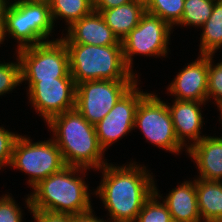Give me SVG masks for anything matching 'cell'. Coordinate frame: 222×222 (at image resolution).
Masks as SVG:
<instances>
[{
  "instance_id": "7a4b0ae2",
  "label": "cell",
  "mask_w": 222,
  "mask_h": 222,
  "mask_svg": "<svg viewBox=\"0 0 222 222\" xmlns=\"http://www.w3.org/2000/svg\"><path fill=\"white\" fill-rule=\"evenodd\" d=\"M47 125L60 149L66 166L101 169L108 162L98 142L95 125L76 109L53 116Z\"/></svg>"
},
{
  "instance_id": "7c38bea8",
  "label": "cell",
  "mask_w": 222,
  "mask_h": 222,
  "mask_svg": "<svg viewBox=\"0 0 222 222\" xmlns=\"http://www.w3.org/2000/svg\"><path fill=\"white\" fill-rule=\"evenodd\" d=\"M136 82L114 105L110 112L95 125L99 145L106 151L118 139L134 129L137 106L147 94L139 89ZM139 89V90H138Z\"/></svg>"
},
{
  "instance_id": "e0dca14e",
  "label": "cell",
  "mask_w": 222,
  "mask_h": 222,
  "mask_svg": "<svg viewBox=\"0 0 222 222\" xmlns=\"http://www.w3.org/2000/svg\"><path fill=\"white\" fill-rule=\"evenodd\" d=\"M162 201L166 204L173 222H201L198 210L196 179L184 181L172 189Z\"/></svg>"
},
{
  "instance_id": "3957f363",
  "label": "cell",
  "mask_w": 222,
  "mask_h": 222,
  "mask_svg": "<svg viewBox=\"0 0 222 222\" xmlns=\"http://www.w3.org/2000/svg\"><path fill=\"white\" fill-rule=\"evenodd\" d=\"M84 171L87 172L83 168L66 166L61 171L40 180L32 187L33 193L25 199L29 211L38 209L70 215L91 211L89 186L83 177L76 174H82Z\"/></svg>"
},
{
  "instance_id": "e575fe53",
  "label": "cell",
  "mask_w": 222,
  "mask_h": 222,
  "mask_svg": "<svg viewBox=\"0 0 222 222\" xmlns=\"http://www.w3.org/2000/svg\"><path fill=\"white\" fill-rule=\"evenodd\" d=\"M10 0H7V3L8 4H17V3H20V2H30V1H40V0H14L15 2L11 3L9 2Z\"/></svg>"
},
{
  "instance_id": "8992f818",
  "label": "cell",
  "mask_w": 222,
  "mask_h": 222,
  "mask_svg": "<svg viewBox=\"0 0 222 222\" xmlns=\"http://www.w3.org/2000/svg\"><path fill=\"white\" fill-rule=\"evenodd\" d=\"M20 61L21 83L55 78H72L69 55L61 39L16 50Z\"/></svg>"
},
{
  "instance_id": "836d02e7",
  "label": "cell",
  "mask_w": 222,
  "mask_h": 222,
  "mask_svg": "<svg viewBox=\"0 0 222 222\" xmlns=\"http://www.w3.org/2000/svg\"><path fill=\"white\" fill-rule=\"evenodd\" d=\"M134 1L137 2L138 4H141L144 8H146L151 2V0H134Z\"/></svg>"
},
{
  "instance_id": "ffe728a7",
  "label": "cell",
  "mask_w": 222,
  "mask_h": 222,
  "mask_svg": "<svg viewBox=\"0 0 222 222\" xmlns=\"http://www.w3.org/2000/svg\"><path fill=\"white\" fill-rule=\"evenodd\" d=\"M202 28L199 53L214 55L222 47V0H215L213 12Z\"/></svg>"
},
{
  "instance_id": "d6a6232c",
  "label": "cell",
  "mask_w": 222,
  "mask_h": 222,
  "mask_svg": "<svg viewBox=\"0 0 222 222\" xmlns=\"http://www.w3.org/2000/svg\"><path fill=\"white\" fill-rule=\"evenodd\" d=\"M4 20H0V44L6 39L4 38Z\"/></svg>"
},
{
  "instance_id": "83f0119b",
  "label": "cell",
  "mask_w": 222,
  "mask_h": 222,
  "mask_svg": "<svg viewBox=\"0 0 222 222\" xmlns=\"http://www.w3.org/2000/svg\"><path fill=\"white\" fill-rule=\"evenodd\" d=\"M22 210L10 195L0 197V222H23Z\"/></svg>"
},
{
  "instance_id": "30bf717a",
  "label": "cell",
  "mask_w": 222,
  "mask_h": 222,
  "mask_svg": "<svg viewBox=\"0 0 222 222\" xmlns=\"http://www.w3.org/2000/svg\"><path fill=\"white\" fill-rule=\"evenodd\" d=\"M172 27L160 17L145 12L138 23L121 41L126 65L133 71V56L165 57Z\"/></svg>"
},
{
  "instance_id": "d6986e66",
  "label": "cell",
  "mask_w": 222,
  "mask_h": 222,
  "mask_svg": "<svg viewBox=\"0 0 222 222\" xmlns=\"http://www.w3.org/2000/svg\"><path fill=\"white\" fill-rule=\"evenodd\" d=\"M196 192L202 222H222V181L196 179Z\"/></svg>"
},
{
  "instance_id": "f1b7e54d",
  "label": "cell",
  "mask_w": 222,
  "mask_h": 222,
  "mask_svg": "<svg viewBox=\"0 0 222 222\" xmlns=\"http://www.w3.org/2000/svg\"><path fill=\"white\" fill-rule=\"evenodd\" d=\"M35 222H71L70 214L53 213L44 210L31 209Z\"/></svg>"
},
{
  "instance_id": "d590c367",
  "label": "cell",
  "mask_w": 222,
  "mask_h": 222,
  "mask_svg": "<svg viewBox=\"0 0 222 222\" xmlns=\"http://www.w3.org/2000/svg\"><path fill=\"white\" fill-rule=\"evenodd\" d=\"M219 109V112H220V116H221V119H222V105L218 107ZM222 121V120H221ZM222 124V123H221Z\"/></svg>"
},
{
  "instance_id": "4316f807",
  "label": "cell",
  "mask_w": 222,
  "mask_h": 222,
  "mask_svg": "<svg viewBox=\"0 0 222 222\" xmlns=\"http://www.w3.org/2000/svg\"><path fill=\"white\" fill-rule=\"evenodd\" d=\"M19 135L0 127V169L6 165L10 166L14 143Z\"/></svg>"
},
{
  "instance_id": "603a6c76",
  "label": "cell",
  "mask_w": 222,
  "mask_h": 222,
  "mask_svg": "<svg viewBox=\"0 0 222 222\" xmlns=\"http://www.w3.org/2000/svg\"><path fill=\"white\" fill-rule=\"evenodd\" d=\"M158 188L154 185L153 194L144 202L135 222H173L166 204L158 200Z\"/></svg>"
},
{
  "instance_id": "52a82bcc",
  "label": "cell",
  "mask_w": 222,
  "mask_h": 222,
  "mask_svg": "<svg viewBox=\"0 0 222 222\" xmlns=\"http://www.w3.org/2000/svg\"><path fill=\"white\" fill-rule=\"evenodd\" d=\"M19 135L13 147L10 167L29 175L28 185L34 187L40 180L61 171L66 164L53 139L33 142Z\"/></svg>"
},
{
  "instance_id": "ac0fdd59",
  "label": "cell",
  "mask_w": 222,
  "mask_h": 222,
  "mask_svg": "<svg viewBox=\"0 0 222 222\" xmlns=\"http://www.w3.org/2000/svg\"><path fill=\"white\" fill-rule=\"evenodd\" d=\"M145 12L146 10L141 4L132 1L115 8L102 10L100 14L118 40L122 41L138 25Z\"/></svg>"
},
{
  "instance_id": "44dd1931",
  "label": "cell",
  "mask_w": 222,
  "mask_h": 222,
  "mask_svg": "<svg viewBox=\"0 0 222 222\" xmlns=\"http://www.w3.org/2000/svg\"><path fill=\"white\" fill-rule=\"evenodd\" d=\"M51 18L54 22L59 17L65 19L69 28L74 22L94 11V0H48ZM55 20V21H54Z\"/></svg>"
},
{
  "instance_id": "cb8c5ba5",
  "label": "cell",
  "mask_w": 222,
  "mask_h": 222,
  "mask_svg": "<svg viewBox=\"0 0 222 222\" xmlns=\"http://www.w3.org/2000/svg\"><path fill=\"white\" fill-rule=\"evenodd\" d=\"M185 0H151L145 8L147 13L160 17L172 28L177 26L182 18Z\"/></svg>"
},
{
  "instance_id": "9c48e42d",
  "label": "cell",
  "mask_w": 222,
  "mask_h": 222,
  "mask_svg": "<svg viewBox=\"0 0 222 222\" xmlns=\"http://www.w3.org/2000/svg\"><path fill=\"white\" fill-rule=\"evenodd\" d=\"M137 80H94L76 85L75 108L92 125L100 122Z\"/></svg>"
},
{
  "instance_id": "d4e9b609",
  "label": "cell",
  "mask_w": 222,
  "mask_h": 222,
  "mask_svg": "<svg viewBox=\"0 0 222 222\" xmlns=\"http://www.w3.org/2000/svg\"><path fill=\"white\" fill-rule=\"evenodd\" d=\"M0 63V96L21 84L20 61Z\"/></svg>"
},
{
  "instance_id": "6da1fadb",
  "label": "cell",
  "mask_w": 222,
  "mask_h": 222,
  "mask_svg": "<svg viewBox=\"0 0 222 222\" xmlns=\"http://www.w3.org/2000/svg\"><path fill=\"white\" fill-rule=\"evenodd\" d=\"M94 192L104 204L110 222H135L144 202L154 192V177L146 167L135 162L116 166L107 163Z\"/></svg>"
},
{
  "instance_id": "4fadbf2b",
  "label": "cell",
  "mask_w": 222,
  "mask_h": 222,
  "mask_svg": "<svg viewBox=\"0 0 222 222\" xmlns=\"http://www.w3.org/2000/svg\"><path fill=\"white\" fill-rule=\"evenodd\" d=\"M208 55L200 54L178 72L167 90L175 100L208 101Z\"/></svg>"
},
{
  "instance_id": "484cf974",
  "label": "cell",
  "mask_w": 222,
  "mask_h": 222,
  "mask_svg": "<svg viewBox=\"0 0 222 222\" xmlns=\"http://www.w3.org/2000/svg\"><path fill=\"white\" fill-rule=\"evenodd\" d=\"M214 55H208V101L214 98L217 107L222 105V61L214 63ZM215 64V65H213Z\"/></svg>"
},
{
  "instance_id": "9a60e30c",
  "label": "cell",
  "mask_w": 222,
  "mask_h": 222,
  "mask_svg": "<svg viewBox=\"0 0 222 222\" xmlns=\"http://www.w3.org/2000/svg\"><path fill=\"white\" fill-rule=\"evenodd\" d=\"M201 105H205V102L175 99L172 106L168 105L176 137L185 146L186 152L191 145H194L205 137V135H200L204 123V118L201 114ZM188 139L193 143H186L187 141L190 142Z\"/></svg>"
},
{
  "instance_id": "1f68e13d",
  "label": "cell",
  "mask_w": 222,
  "mask_h": 222,
  "mask_svg": "<svg viewBox=\"0 0 222 222\" xmlns=\"http://www.w3.org/2000/svg\"><path fill=\"white\" fill-rule=\"evenodd\" d=\"M7 6L8 3L6 0H0V20H4Z\"/></svg>"
},
{
  "instance_id": "8fae6325",
  "label": "cell",
  "mask_w": 222,
  "mask_h": 222,
  "mask_svg": "<svg viewBox=\"0 0 222 222\" xmlns=\"http://www.w3.org/2000/svg\"><path fill=\"white\" fill-rule=\"evenodd\" d=\"M28 100L47 123L53 116L75 108L76 84L73 78L28 82Z\"/></svg>"
},
{
  "instance_id": "7402d4cb",
  "label": "cell",
  "mask_w": 222,
  "mask_h": 222,
  "mask_svg": "<svg viewBox=\"0 0 222 222\" xmlns=\"http://www.w3.org/2000/svg\"><path fill=\"white\" fill-rule=\"evenodd\" d=\"M215 0H185L182 18L177 25L201 28L211 16Z\"/></svg>"
},
{
  "instance_id": "f546056e",
  "label": "cell",
  "mask_w": 222,
  "mask_h": 222,
  "mask_svg": "<svg viewBox=\"0 0 222 222\" xmlns=\"http://www.w3.org/2000/svg\"><path fill=\"white\" fill-rule=\"evenodd\" d=\"M132 1L134 0H94V11L100 13L102 10L115 8Z\"/></svg>"
},
{
  "instance_id": "5b68a950",
  "label": "cell",
  "mask_w": 222,
  "mask_h": 222,
  "mask_svg": "<svg viewBox=\"0 0 222 222\" xmlns=\"http://www.w3.org/2000/svg\"><path fill=\"white\" fill-rule=\"evenodd\" d=\"M4 38L10 35L18 48L49 42L54 24L48 0L8 4L4 17Z\"/></svg>"
},
{
  "instance_id": "277c9868",
  "label": "cell",
  "mask_w": 222,
  "mask_h": 222,
  "mask_svg": "<svg viewBox=\"0 0 222 222\" xmlns=\"http://www.w3.org/2000/svg\"><path fill=\"white\" fill-rule=\"evenodd\" d=\"M75 84L94 80H138L126 65L122 45L65 44Z\"/></svg>"
},
{
  "instance_id": "4dcf8cb0",
  "label": "cell",
  "mask_w": 222,
  "mask_h": 222,
  "mask_svg": "<svg viewBox=\"0 0 222 222\" xmlns=\"http://www.w3.org/2000/svg\"><path fill=\"white\" fill-rule=\"evenodd\" d=\"M93 209L87 213L79 215H71V222H107L103 219H98V217L93 214ZM110 222V221H108Z\"/></svg>"
},
{
  "instance_id": "2e32d148",
  "label": "cell",
  "mask_w": 222,
  "mask_h": 222,
  "mask_svg": "<svg viewBox=\"0 0 222 222\" xmlns=\"http://www.w3.org/2000/svg\"><path fill=\"white\" fill-rule=\"evenodd\" d=\"M187 153L197 165L200 174L198 179L222 180V137L205 136L191 145Z\"/></svg>"
},
{
  "instance_id": "5bb4252c",
  "label": "cell",
  "mask_w": 222,
  "mask_h": 222,
  "mask_svg": "<svg viewBox=\"0 0 222 222\" xmlns=\"http://www.w3.org/2000/svg\"><path fill=\"white\" fill-rule=\"evenodd\" d=\"M65 44H86L95 46L122 45L99 12L82 17L67 28Z\"/></svg>"
},
{
  "instance_id": "ba28073f",
  "label": "cell",
  "mask_w": 222,
  "mask_h": 222,
  "mask_svg": "<svg viewBox=\"0 0 222 222\" xmlns=\"http://www.w3.org/2000/svg\"><path fill=\"white\" fill-rule=\"evenodd\" d=\"M136 127L146 140L165 151L178 154L184 149L176 137L168 103L154 93H147L139 102L134 120Z\"/></svg>"
}]
</instances>
